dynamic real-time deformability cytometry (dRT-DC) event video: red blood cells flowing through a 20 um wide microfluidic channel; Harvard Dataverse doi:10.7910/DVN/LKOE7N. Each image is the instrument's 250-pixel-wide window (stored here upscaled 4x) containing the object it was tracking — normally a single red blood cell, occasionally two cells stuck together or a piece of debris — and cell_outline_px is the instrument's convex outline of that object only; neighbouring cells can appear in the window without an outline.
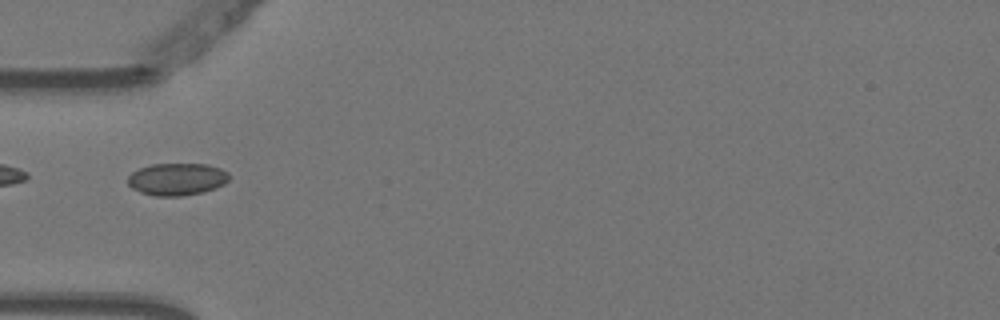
{"species": "Egyptian fruit bat (a non-hibernating species)", "species_latin": "Rousettus aegyptiacus", "temperature_condition": "warm", "stored_images_in_passage": 2, "camera_frame_rate_fps": 3000, "um_per_image_px": 0.085, "animal": {"sex": "female"}, "frame": {"image": 1, "passage_image": 2, "time_ms": 0.333, "image_size_px": [1000, 320], "cell_outline_px": [[228, 180], [224, 184], [216, 188], [204, 192], [180, 196], [156, 196], [140, 192], [132, 188], [128, 184], [128, 176], [132, 172], [140, 168], [152, 164], [208, 164], [220, 168], [228, 172]], "centroid_in_image_um": [15.04, 15.23], "position_along_channel_um": 70.0, "area_um2": 19.07}}